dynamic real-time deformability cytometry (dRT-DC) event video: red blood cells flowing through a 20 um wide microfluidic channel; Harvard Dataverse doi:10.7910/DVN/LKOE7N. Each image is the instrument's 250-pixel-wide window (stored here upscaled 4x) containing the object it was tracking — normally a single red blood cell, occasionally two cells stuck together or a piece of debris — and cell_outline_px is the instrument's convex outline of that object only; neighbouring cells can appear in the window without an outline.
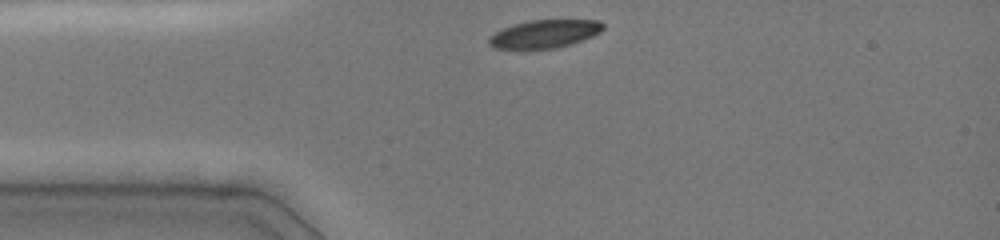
{"species": "common noctule bat (a hibernating species)", "species_latin": "Nyctalus noctula", "temperature_condition": "cold", "stored_images_in_passage": 30, "camera_frame_rate_fps": 3000, "um_per_image_px": 0.085, "animal": {"sex": "female", "body_mass_g": 19.0, "forearm_length_mm": 51.5}, "frame": {"image": 1, "passage_image": 1, "time_ms": 0.0, "image_size_px": [1000, 240], "cell_outline_px": [[604, 28], [600, 32], [592, 36], [572, 44], [556, 48], [492, 48], [488, 44], [488, 36], [512, 24], [528, 20], [600, 20], [604, 24]], "centroid_in_image_um": [46.28, 2.87], "position_along_channel_um": 38.7, "area_um2": 18.67}}
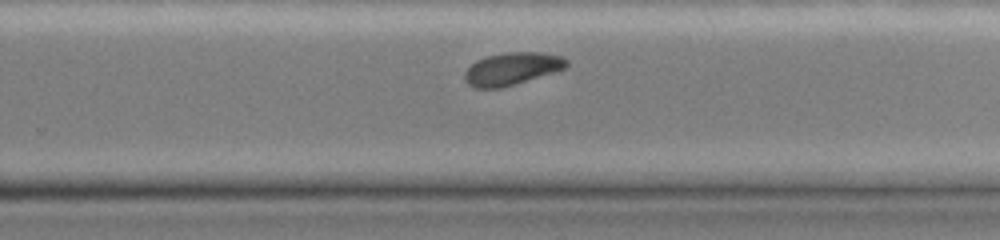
{"frame": {"image": 2, "passage_image": 21, "time_ms": 6.667, "image_size_px": [1000, 240], "cell_outline_px": [[568, 64], [564, 68], [552, 72], [500, 88], [476, 88], [468, 84], [464, 80], [464, 72], [476, 60], [488, 56], [504, 52], [540, 52], [560, 56], [568, 60]], "centroid_in_image_um": [43.47, 5.83], "position_along_channel_um": 286.3, "area_um2": 18.96}}
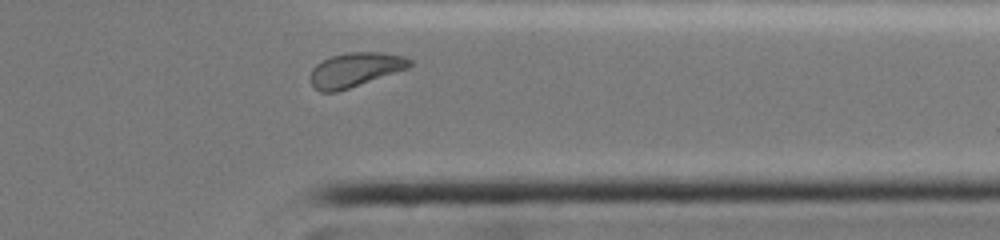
{"frame": {"image": 3, "passage_image": 28, "time_ms": 9.0, "image_size_px": [1000, 240], "cell_outline_px": [[412, 64], [408, 68], [336, 92], [320, 92], [308, 80], [308, 76], [312, 68], [316, 64], [332, 56], [348, 52], [380, 52], [404, 56], [412, 60]], "centroid_in_image_um": [30.15, 5.92], "position_along_channel_um": 381.2, "area_um2": 19.71}, "authors_computed_cell_mechanics": {"area_um2": 20.2589, "velocity_mm_per_s": 4.0147, "shape_relaxation_time_tau1_ms": 1.949, "shape_relaxation_time_tau2_ms": null, "deformation_change_tau1": 0.0953, "deformation_change_tau2": null}}